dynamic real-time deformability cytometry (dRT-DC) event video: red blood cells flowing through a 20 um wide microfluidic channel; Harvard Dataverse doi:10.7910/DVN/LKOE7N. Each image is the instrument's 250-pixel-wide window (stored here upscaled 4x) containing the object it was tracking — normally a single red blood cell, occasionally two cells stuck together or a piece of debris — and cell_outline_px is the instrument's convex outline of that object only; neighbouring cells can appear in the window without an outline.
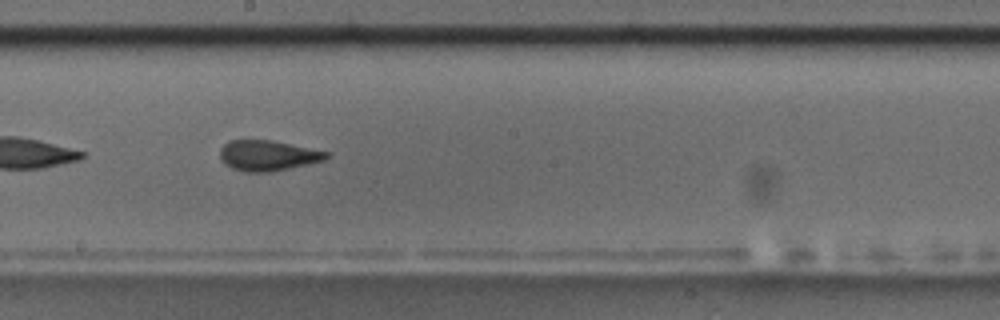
{"species": "common noctule bat (a hibernating species)", "species_latin": "Nyctalus noctula", "temperature_condition": "room temperature", "stored_images_in_passage": 27, "camera_frame_rate_fps": 3000, "um_per_image_px": 0.085, "animal": {"sex": "male", "body_mass_g": 17.5, "forearm_length_mm": 52.3}, "frame": {"image": 1, "passage_image": 20, "time_ms": 6.333, "image_size_px": [1000, 320], "cell_outline_px": [[332, 152], [324, 160], [308, 164], [272, 172], [244, 172], [232, 168], [224, 164], [220, 160], [220, 148], [228, 140], [272, 140]], "centroid_in_image_um": [22.76, 13.22], "position_along_channel_um": 225.4, "area_um2": 19.13}}